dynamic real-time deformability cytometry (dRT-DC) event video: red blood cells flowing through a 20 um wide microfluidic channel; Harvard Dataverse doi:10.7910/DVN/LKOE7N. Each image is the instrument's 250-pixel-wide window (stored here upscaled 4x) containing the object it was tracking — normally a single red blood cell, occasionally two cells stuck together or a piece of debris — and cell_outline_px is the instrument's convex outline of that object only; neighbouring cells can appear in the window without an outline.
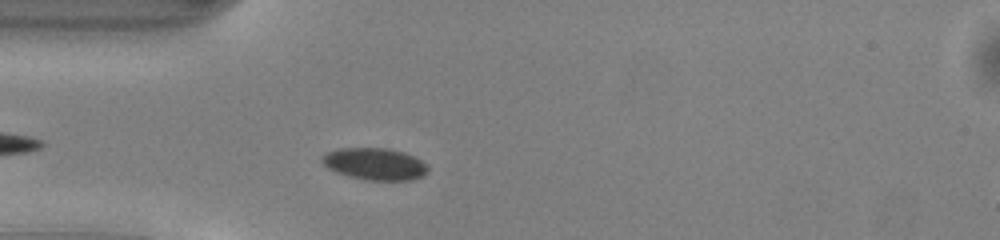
{"species": "common noctule bat (a hibernating species)", "species_latin": "Nyctalus noctula", "temperature_condition": "warm", "stored_images_in_passage": 33, "camera_frame_rate_fps": 3000, "um_per_image_px": 0.085, "animal": {"sex": "male", "body_mass_g": 13.0, "forearm_length_mm": 53.1}, "frame": {"image": 1, "passage_image": 4, "time_ms": 1.0, "image_size_px": [1000, 240], "cell_outline_px": [[428, 172], [424, 176], [412, 180], [364, 180], [348, 176], [336, 172], [328, 168], [320, 160], [320, 156], [328, 152], [340, 148], [388, 148], [404, 152], [428, 164]], "centroid_in_image_um": [31.87, 13.94], "position_along_channel_um": 53.1, "area_um2": 19.88}}
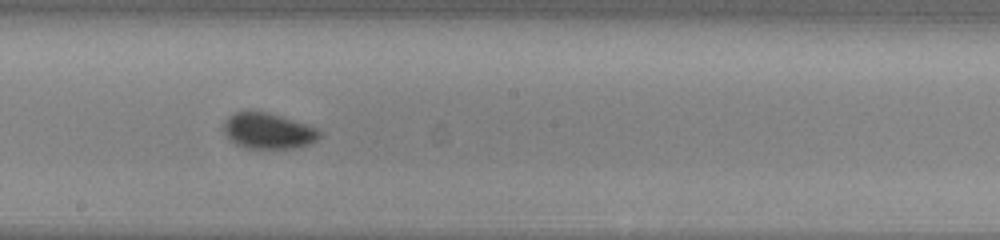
{"frame": {"image": 2, "passage_image": 17, "time_ms": 5.333, "image_size_px": [1000, 240], "cell_outline_px": [[320, 136], [316, 140], [308, 144], [292, 148], [244, 148], [236, 144], [224, 132], [224, 120], [232, 112], [252, 108], [268, 112], [316, 128], [320, 132]], "centroid_in_image_um": [22.72, 11.08], "position_along_channel_um": 225.5, "area_um2": 20.11}}
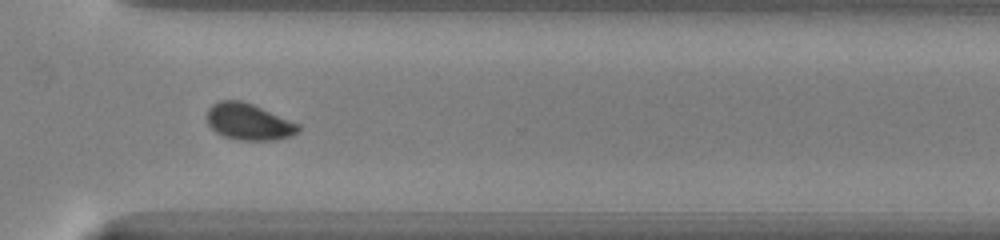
{"frame": {"image": 3, "passage_image": 26, "time_ms": 8.333, "image_size_px": [1000, 240], "cell_outline_px": [[300, 128], [292, 136], [276, 140], [236, 140], [224, 136], [216, 132], [208, 124], [208, 108], [212, 104], [220, 100], [240, 100], [252, 104], [300, 124]], "centroid_in_image_um": [21.14, 10.36], "position_along_channel_um": 349.5, "area_um2": 19.36}, "authors_computed_cell_mechanics": {"area_um2": 19.941, "velocity_mm_per_s": 4.1252, "shape_relaxation_time_tau1_ms": 2.2874, "shape_relaxation_time_tau2_ms": 1.4545, "deformation_change_tau1": 0.0704, "deformation_change_tau2": 0.0411}}